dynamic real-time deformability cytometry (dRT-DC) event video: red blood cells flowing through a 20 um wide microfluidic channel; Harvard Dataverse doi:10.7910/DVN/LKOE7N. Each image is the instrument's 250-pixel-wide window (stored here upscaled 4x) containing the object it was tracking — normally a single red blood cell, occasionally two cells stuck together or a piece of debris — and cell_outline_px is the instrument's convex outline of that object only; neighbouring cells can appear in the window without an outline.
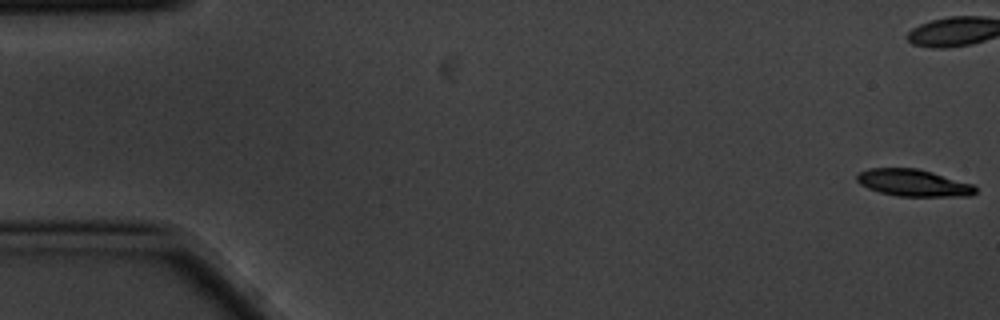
{"species": "common noctule bat (a hibernating species)", "species_latin": "Nyctalus noctula", "temperature_condition": "cold", "stored_images_in_passage": 10, "camera_frame_rate_fps": 3000, "um_per_image_px": 0.085, "animal": {"sex": "male", "body_mass_g": 20.1, "forearm_length_mm": 53.5}, "frame": {"image": 1, "passage_image": 1, "time_ms": 0.0, "image_size_px": [1000, 320], "cell_outline_px": [[976, 192], [972, 196], [896, 196], [880, 192], [868, 188], [860, 184], [856, 180], [856, 176], [860, 172], [868, 168], [916, 168], [932, 172], [972, 184], [976, 188]], "centroid_in_image_um": [77.62, 15.54], "position_along_channel_um": 7.4, "area_um2": 18.55}}